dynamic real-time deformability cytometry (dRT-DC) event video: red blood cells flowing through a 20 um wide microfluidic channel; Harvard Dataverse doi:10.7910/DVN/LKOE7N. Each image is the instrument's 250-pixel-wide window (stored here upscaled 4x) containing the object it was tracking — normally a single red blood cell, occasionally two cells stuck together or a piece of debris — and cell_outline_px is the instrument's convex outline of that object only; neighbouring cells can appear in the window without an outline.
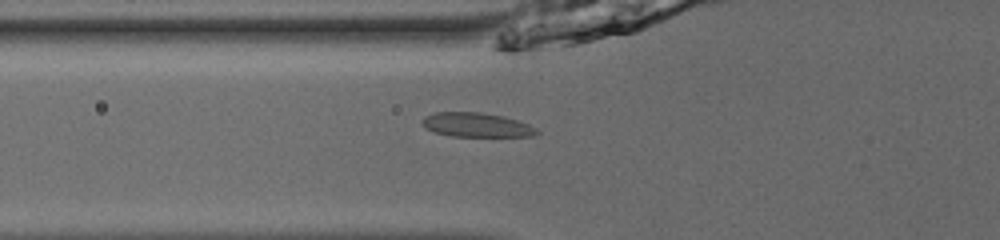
{"species": "common noctule bat (a hibernating species)", "species_latin": "Nyctalus noctula", "temperature_condition": "room temperature", "stored_images_in_passage": 49, "camera_frame_rate_fps": 3000, "um_per_image_px": 0.085, "animal": {"sex": "male", "body_mass_g": 13.0, "forearm_length_mm": 53.1}, "frame": {"image": 1, "passage_image": 17, "time_ms": 5.333, "image_size_px": [1000, 240], "cell_outline_px": [[540, 132], [536, 136], [452, 136], [436, 132], [424, 128], [420, 120], [424, 116], [436, 112], [480, 112], [504, 116], [528, 124], [536, 128]], "centroid_in_image_um": [40.49, 10.61], "position_along_channel_um": 85.3, "area_um2": 16.24}}
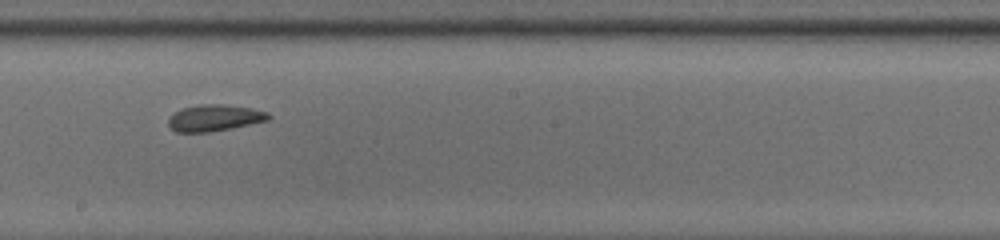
{"frame": {"image": 2, "passage_image": 28, "time_ms": 9.0, "image_size_px": [1000, 240], "cell_outline_px": [[272, 116], [268, 120], [232, 128], [208, 132], [176, 132], [168, 124], [168, 116], [180, 108], [200, 104], [220, 104], [252, 108], [268, 112]], "centroid_in_image_um": [18.21, 10.01], "position_along_channel_um": 230.0, "area_um2": 15.55}}
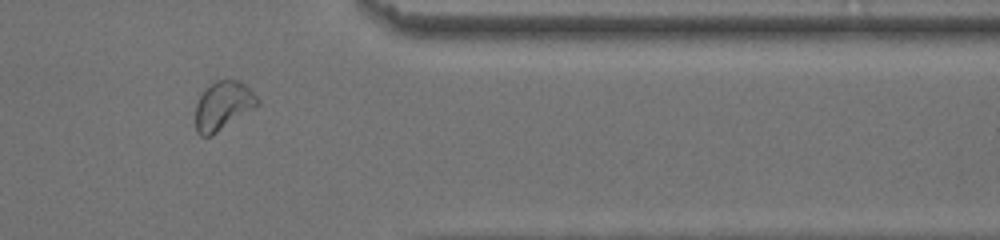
{"frame": {"image": 3, "passage_image": 41, "time_ms": 13.333, "image_size_px": [1000, 240], "cell_outline_px": [[260, 104], [256, 108], [212, 136], [200, 136], [196, 132], [196, 104], [204, 88], [216, 80], [240, 80], [260, 100]], "centroid_in_image_um": [18.97, 9.0], "position_along_channel_um": 392.4, "area_um2": 17.8}, "authors_computed_cell_mechanics": {"area_um2": 16.5308, "velocity_mm_per_s": 3.9335, "shape_relaxation_time_tau1_ms": 3.7268, "shape_relaxation_time_tau2_ms": 1.4565, "deformation_change_tau1": 0.1071, "deformation_change_tau2": 0.0471}}